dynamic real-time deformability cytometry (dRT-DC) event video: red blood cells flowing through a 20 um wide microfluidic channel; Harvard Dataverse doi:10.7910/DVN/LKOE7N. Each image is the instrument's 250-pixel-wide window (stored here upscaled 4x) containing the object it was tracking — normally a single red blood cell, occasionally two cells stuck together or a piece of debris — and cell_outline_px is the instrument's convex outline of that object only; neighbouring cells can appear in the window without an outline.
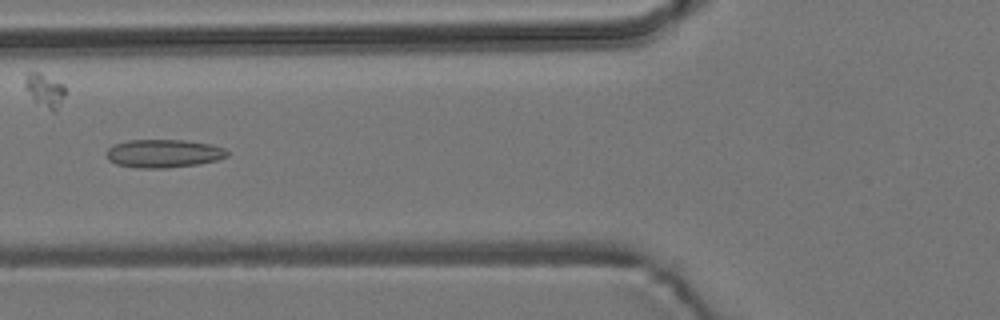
{"species": "common noctule bat (a hibernating species)", "species_latin": "Nyctalus noctula", "temperature_condition": "room temperature", "stored_images_in_passage": 54, "camera_frame_rate_fps": 3000, "um_per_image_px": 0.085, "animal": {"sex": "male", "body_mass_g": 19.2, "forearm_length_mm": 51.8}, "frame": {"image": 1, "passage_image": 21, "time_ms": 6.667, "image_size_px": [1000, 320], "cell_outline_px": [[228, 156], [216, 160], [200, 164], [168, 168], [136, 168], [116, 164], [108, 160], [104, 152], [112, 144], [128, 140], [184, 140], [212, 144], [224, 148], [228, 152]], "centroid_in_image_um": [13.86, 13.05], "position_along_channel_um": 111.9, "area_um2": 20.17}}
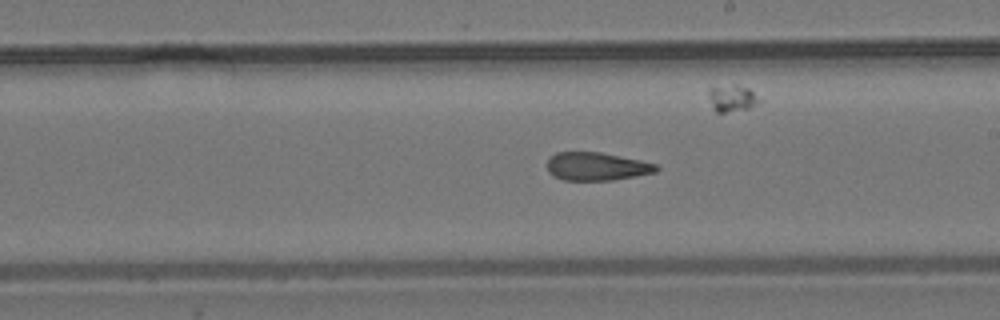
{"frame": {"image": 2, "passage_image": 31, "time_ms": 10.0, "image_size_px": [1000, 320], "cell_outline_px": [[660, 168], [656, 172], [636, 176], [612, 180], [564, 180], [552, 176], [548, 172], [548, 160], [556, 152], [600, 152], [640, 160], [656, 164]], "centroid_in_image_um": [50.72, 14.15], "position_along_channel_um": 238.3, "area_um2": 17.86}}
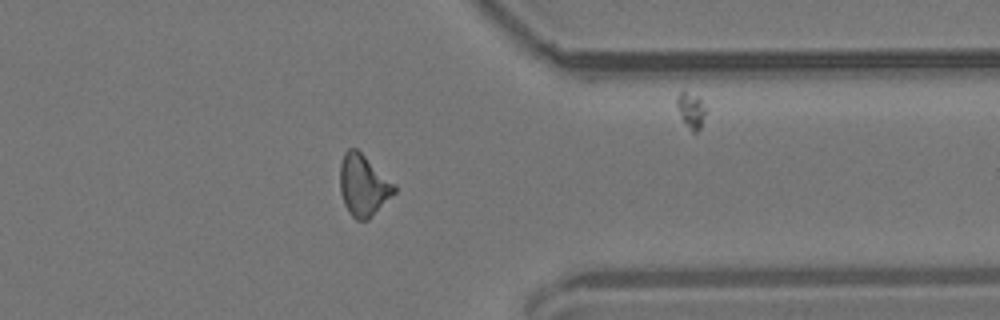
{"frame": {"image": 3, "passage_image": 43, "time_ms": 14.0, "image_size_px": [1000, 320], "cell_outline_px": [[396, 192], [368, 220], [356, 220], [348, 212], [344, 204], [340, 192], [340, 164], [344, 152], [348, 148], [356, 148], [396, 184]], "centroid_in_image_um": [30.88, 15.75], "position_along_channel_um": 380.5, "area_um2": 19.54}, "authors_computed_cell_mechanics": {"area_um2": 18.9006, "velocity_mm_per_s": 3.7882, "shape_relaxation_time_tau1_ms": null, "shape_relaxation_time_tau2_ms": 3.406, "deformation_change_tau1": null, "deformation_change_tau2": 0.1401}}